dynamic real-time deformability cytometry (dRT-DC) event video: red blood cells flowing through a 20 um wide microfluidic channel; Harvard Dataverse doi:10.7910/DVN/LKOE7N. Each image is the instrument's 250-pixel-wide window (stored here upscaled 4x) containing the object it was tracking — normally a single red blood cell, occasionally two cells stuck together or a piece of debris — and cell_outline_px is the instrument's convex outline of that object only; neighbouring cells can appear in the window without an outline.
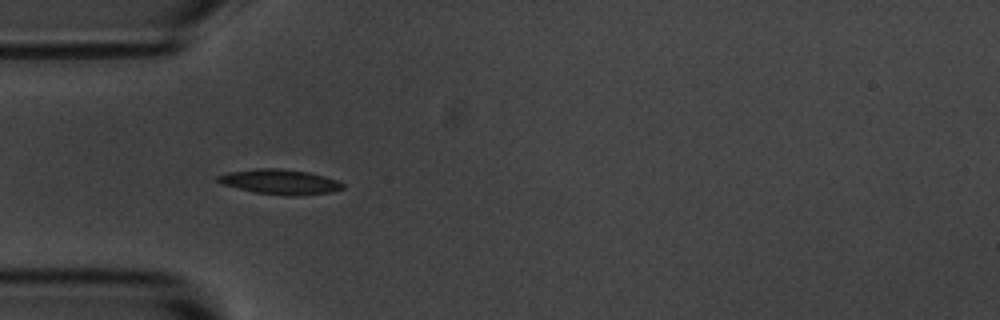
{"species": "common noctule bat (a hibernating species)", "species_latin": "Nyctalus noctula", "temperature_condition": "room temperature", "stored_images_in_passage": 4, "camera_frame_rate_fps": 3000, "um_per_image_px": 0.085, "animal": {"sex": "male", "body_mass_g": 20.1, "forearm_length_mm": 53.5}, "frame": {"image": 1, "passage_image": 3, "time_ms": 2.333, "image_size_px": [1000, 320], "cell_outline_px": [[344, 188], [332, 192], [292, 196], [284, 196], [256, 192], [224, 184], [216, 180], [216, 176], [228, 172], [256, 168], [280, 168], [308, 172], [324, 176], [336, 180], [344, 184]], "centroid_in_image_um": [23.81, 15.45], "position_along_channel_um": 61.2, "area_um2": 18.03}}